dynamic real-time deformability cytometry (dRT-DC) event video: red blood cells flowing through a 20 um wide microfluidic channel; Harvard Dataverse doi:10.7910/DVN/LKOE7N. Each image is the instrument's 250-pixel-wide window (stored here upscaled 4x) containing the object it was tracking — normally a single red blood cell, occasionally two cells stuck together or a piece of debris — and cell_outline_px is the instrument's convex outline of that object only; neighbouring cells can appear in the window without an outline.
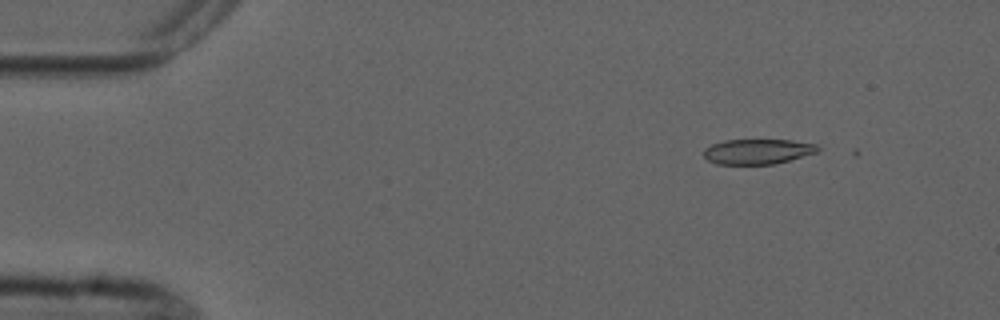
{"species": "common noctule bat (a hibernating species)", "species_latin": "Nyctalus noctula", "temperature_condition": "cold", "stored_images_in_passage": 5, "camera_frame_rate_fps": 3000, "um_per_image_px": 0.085, "animal": {"sex": "male", "forearm_length_mm": 52.5}, "frame": {"image": 1, "passage_image": 2, "time_ms": 1.667, "image_size_px": [1000, 320], "cell_outline_px": [[820, 148], [816, 152], [788, 160], [772, 164], [716, 164], [708, 160], [704, 156], [704, 148], [712, 144], [724, 140], [792, 140], [816, 144]], "centroid_in_image_um": [64.36, 12.87], "position_along_channel_um": 20.6, "area_um2": 16.53}}